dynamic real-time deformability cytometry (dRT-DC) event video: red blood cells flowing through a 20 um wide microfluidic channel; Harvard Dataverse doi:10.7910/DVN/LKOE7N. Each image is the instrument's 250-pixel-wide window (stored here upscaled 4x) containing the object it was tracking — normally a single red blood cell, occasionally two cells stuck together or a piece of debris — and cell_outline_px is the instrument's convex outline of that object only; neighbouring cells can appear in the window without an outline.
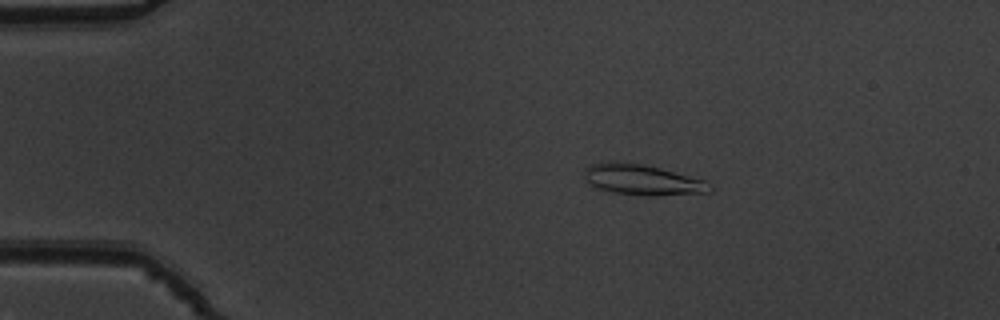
{"species": "common noctule bat (a hibernating species)", "species_latin": "Nyctalus noctula", "temperature_condition": "warm", "stored_images_in_passage": 14, "camera_frame_rate_fps": 3000, "um_per_image_px": 0.085, "animal": {"sex": "male", "body_mass_g": 19.5, "forearm_length_mm": 54.6}, "frame": {"image": 1, "passage_image": 5, "time_ms": 1.333, "image_size_px": [1000, 320], "cell_outline_px": [[712, 192], [656, 196], [644, 196], [612, 192], [600, 188], [592, 184], [584, 176], [584, 168], [592, 164], [608, 160], [612, 160], [644, 164], [660, 168], [704, 180], [712, 184]], "centroid_in_image_um": [54.62, 15.27], "position_along_channel_um": 30.4, "area_um2": 22.54}}